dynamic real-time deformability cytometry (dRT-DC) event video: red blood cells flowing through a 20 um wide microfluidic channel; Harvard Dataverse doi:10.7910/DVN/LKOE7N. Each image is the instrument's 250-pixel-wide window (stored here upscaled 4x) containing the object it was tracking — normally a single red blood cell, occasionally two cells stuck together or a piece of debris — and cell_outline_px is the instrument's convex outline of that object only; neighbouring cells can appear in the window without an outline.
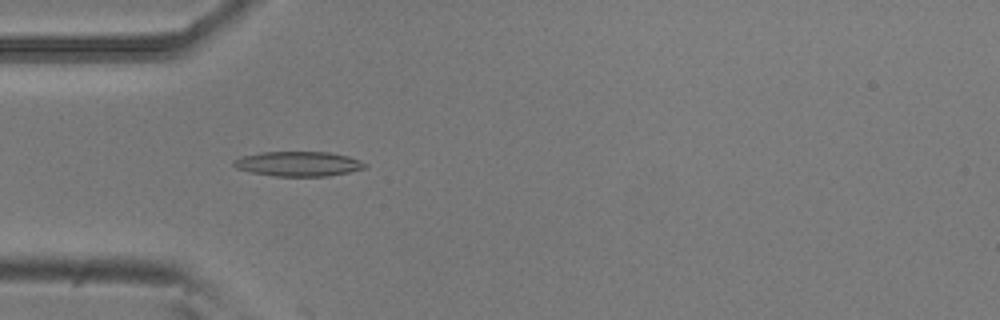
{"species": "common noctule bat (a hibernating species)", "species_latin": "Nyctalus noctula", "temperature_condition": "room temperature", "stored_images_in_passage": 21, "camera_frame_rate_fps": 3000, "um_per_image_px": 0.085, "animal": {"sex": "male", "body_mass_g": 20.5, "forearm_length_mm": 52.5}, "frame": {"image": 1, "passage_image": 16, "time_ms": 5.0, "image_size_px": [1000, 320], "cell_outline_px": [[368, 164], [364, 168], [348, 172], [328, 176], [276, 176], [252, 172], [236, 168], [232, 164], [232, 160], [240, 156], [260, 152], [328, 152], [348, 156], [360, 160]], "centroid_in_image_um": [25.33, 13.92], "position_along_channel_um": 59.7, "area_um2": 18.96}}